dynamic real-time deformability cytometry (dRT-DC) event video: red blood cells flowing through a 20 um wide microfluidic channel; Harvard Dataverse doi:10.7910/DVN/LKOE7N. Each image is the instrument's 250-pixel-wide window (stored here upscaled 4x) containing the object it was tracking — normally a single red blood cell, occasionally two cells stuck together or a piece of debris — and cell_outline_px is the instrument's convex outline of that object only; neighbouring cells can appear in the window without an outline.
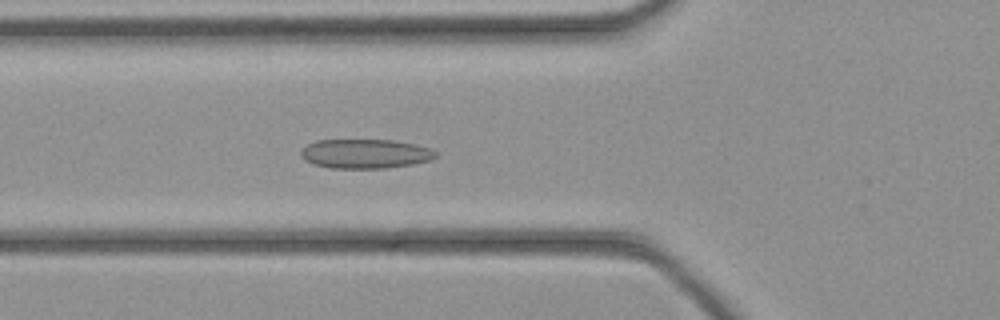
{"species": "common noctule bat (a hibernating species)", "species_latin": "Nyctalus noctula", "temperature_condition": "cold", "stored_images_in_passage": 38, "camera_frame_rate_fps": 3000, "um_per_image_px": 0.085, "animal": {"sex": "female", "body_mass_g": 21.9}, "frame": {"image": 1, "passage_image": 9, "time_ms": 2.667, "image_size_px": [1000, 320], "cell_outline_px": [[436, 156], [432, 160], [412, 164], [384, 168], [332, 168], [312, 164], [304, 160], [300, 156], [300, 152], [308, 144], [316, 140], [392, 140], [412, 144], [428, 148], [436, 152]], "centroid_in_image_um": [31.0, 13.07], "position_along_channel_um": 94.8, "area_um2": 22.89}}
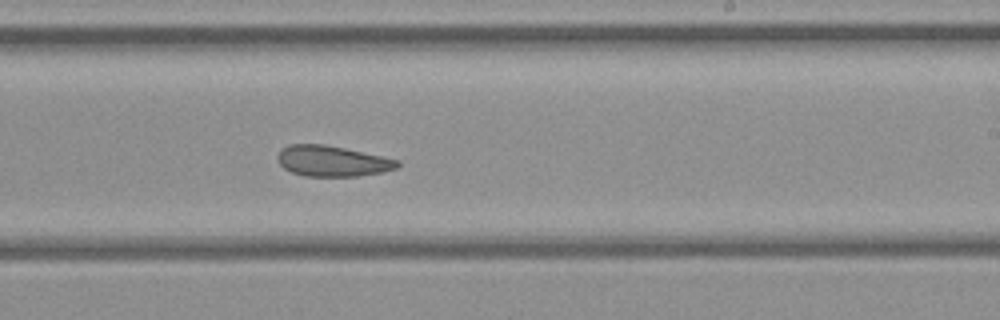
{"frame": {"image": 2, "passage_image": 20, "time_ms": 6.333, "image_size_px": [1000, 320], "cell_outline_px": [[400, 164], [396, 168], [384, 172], [356, 176], [304, 176], [292, 172], [284, 168], [280, 164], [276, 156], [280, 148], [288, 144], [324, 144], [344, 148], [400, 160]], "centroid_in_image_um": [28.21, 13.68], "position_along_channel_um": 260.8, "area_um2": 21.5}}
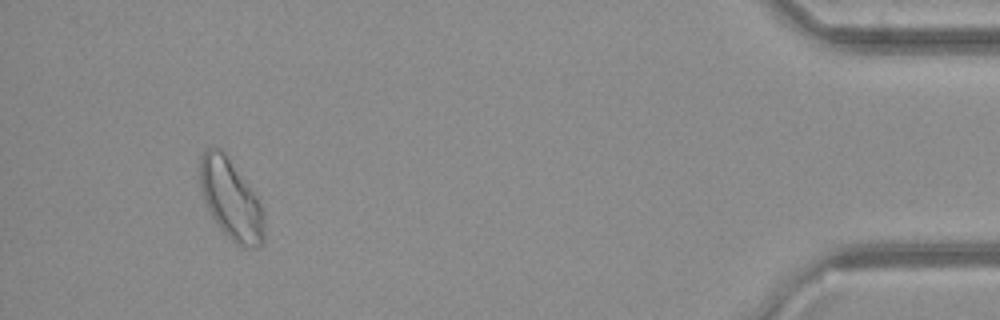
{"frame": {"image": 3, "passage_image": 35, "time_ms": 11.333, "image_size_px": [1000, 320], "cell_outline_px": [[264, 240], [260, 244], [252, 248], [240, 248], [220, 228], [212, 216], [204, 200], [200, 188], [200, 160], [204, 148], [220, 148], [224, 152], [260, 200], [264, 208]], "centroid_in_image_um": [19.65, 16.96], "position_along_channel_um": 415.6, "area_um2": 30.0}}